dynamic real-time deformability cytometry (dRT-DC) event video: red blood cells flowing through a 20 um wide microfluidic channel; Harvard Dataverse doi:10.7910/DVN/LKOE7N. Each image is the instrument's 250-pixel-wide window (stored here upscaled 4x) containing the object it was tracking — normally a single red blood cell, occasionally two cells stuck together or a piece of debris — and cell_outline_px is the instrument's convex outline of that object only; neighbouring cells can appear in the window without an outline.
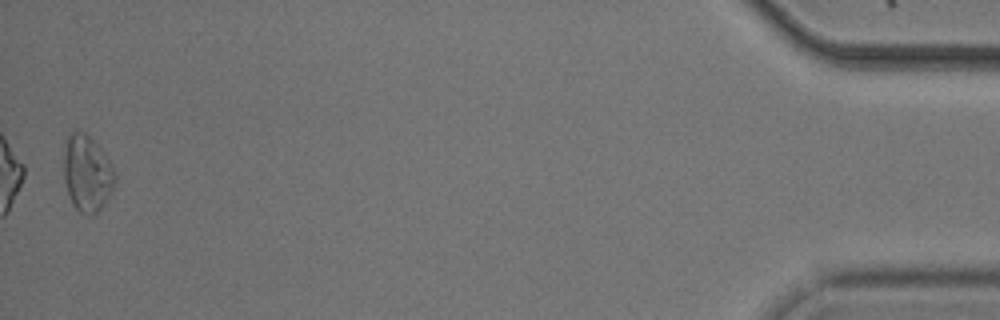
{"species": "common noctule bat (a hibernating species)", "species_latin": "Nyctalus noctula", "temperature_condition": "cold", "stored_images_in_passage": 42, "camera_frame_rate_fps": 3000, "um_per_image_px": 0.085, "animal": {"sex": "male", "body_mass_g": 20.5, "forearm_length_mm": 52.5}, "frame": {"image": 1, "passage_image": 42, "time_ms": 13.667, "image_size_px": [1000, 320], "cell_outline_px": [[116, 180], [108, 196], [100, 208], [92, 216], [88, 216], [80, 212], [72, 204], [68, 196], [64, 180], [64, 152], [68, 136], [76, 128], [84, 132], [100, 148], [112, 164], [116, 172]], "centroid_in_image_um": [7.39, 14.74], "position_along_channel_um": 427.8, "area_um2": 22.77}, "authors_computed_cell_mechanics": {"area_um2": 18.0625, "velocity_mm_per_s": 3.7461, "shape_relaxation_time_tau1_ms": null, "shape_relaxation_time_tau2_ms": 8.9945, "deformation_change_tau1": null, "deformation_change_tau2": 0.209}}